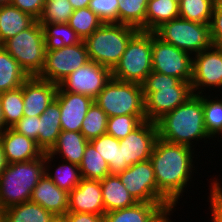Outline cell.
I'll list each match as a JSON object with an SVG mask.
<instances>
[{
	"label": "cell",
	"instance_id": "1",
	"mask_svg": "<svg viewBox=\"0 0 222 222\" xmlns=\"http://www.w3.org/2000/svg\"><path fill=\"white\" fill-rule=\"evenodd\" d=\"M195 152L200 153L201 150L198 152L187 145L170 143L160 138L154 144L150 161L157 189L174 207L180 204L183 193H187L186 189L188 191L196 180L194 173L198 175V166L195 164L198 165L197 156L201 155Z\"/></svg>",
	"mask_w": 222,
	"mask_h": 222
},
{
	"label": "cell",
	"instance_id": "2",
	"mask_svg": "<svg viewBox=\"0 0 222 222\" xmlns=\"http://www.w3.org/2000/svg\"><path fill=\"white\" fill-rule=\"evenodd\" d=\"M156 125L158 138L195 150H198L197 144L201 147L199 142L204 141L206 147L211 140L204 125L203 94L191 95L182 105L158 119Z\"/></svg>",
	"mask_w": 222,
	"mask_h": 222
},
{
	"label": "cell",
	"instance_id": "3",
	"mask_svg": "<svg viewBox=\"0 0 222 222\" xmlns=\"http://www.w3.org/2000/svg\"><path fill=\"white\" fill-rule=\"evenodd\" d=\"M146 120L156 122L193 95L191 83L152 71L142 83Z\"/></svg>",
	"mask_w": 222,
	"mask_h": 222
},
{
	"label": "cell",
	"instance_id": "4",
	"mask_svg": "<svg viewBox=\"0 0 222 222\" xmlns=\"http://www.w3.org/2000/svg\"><path fill=\"white\" fill-rule=\"evenodd\" d=\"M44 175V154L35 160L7 164L0 175V211L30 201Z\"/></svg>",
	"mask_w": 222,
	"mask_h": 222
},
{
	"label": "cell",
	"instance_id": "5",
	"mask_svg": "<svg viewBox=\"0 0 222 222\" xmlns=\"http://www.w3.org/2000/svg\"><path fill=\"white\" fill-rule=\"evenodd\" d=\"M137 31L125 24L103 23L84 40L89 59L112 70Z\"/></svg>",
	"mask_w": 222,
	"mask_h": 222
},
{
	"label": "cell",
	"instance_id": "6",
	"mask_svg": "<svg viewBox=\"0 0 222 222\" xmlns=\"http://www.w3.org/2000/svg\"><path fill=\"white\" fill-rule=\"evenodd\" d=\"M152 32L138 30L129 40L120 61L111 70L112 78L142 84L152 72Z\"/></svg>",
	"mask_w": 222,
	"mask_h": 222
},
{
	"label": "cell",
	"instance_id": "7",
	"mask_svg": "<svg viewBox=\"0 0 222 222\" xmlns=\"http://www.w3.org/2000/svg\"><path fill=\"white\" fill-rule=\"evenodd\" d=\"M94 102L108 115H145V102L142 84L122 82L113 78L95 97Z\"/></svg>",
	"mask_w": 222,
	"mask_h": 222
},
{
	"label": "cell",
	"instance_id": "8",
	"mask_svg": "<svg viewBox=\"0 0 222 222\" xmlns=\"http://www.w3.org/2000/svg\"><path fill=\"white\" fill-rule=\"evenodd\" d=\"M29 75L37 76L45 62V38L41 24L36 21L1 45Z\"/></svg>",
	"mask_w": 222,
	"mask_h": 222
},
{
	"label": "cell",
	"instance_id": "9",
	"mask_svg": "<svg viewBox=\"0 0 222 222\" xmlns=\"http://www.w3.org/2000/svg\"><path fill=\"white\" fill-rule=\"evenodd\" d=\"M154 33L163 42L192 56L213 45L210 24H201L181 17L163 23Z\"/></svg>",
	"mask_w": 222,
	"mask_h": 222
},
{
	"label": "cell",
	"instance_id": "10",
	"mask_svg": "<svg viewBox=\"0 0 222 222\" xmlns=\"http://www.w3.org/2000/svg\"><path fill=\"white\" fill-rule=\"evenodd\" d=\"M136 202L164 203L169 209L175 208L157 189L155 173L150 160L135 163L118 174Z\"/></svg>",
	"mask_w": 222,
	"mask_h": 222
},
{
	"label": "cell",
	"instance_id": "11",
	"mask_svg": "<svg viewBox=\"0 0 222 222\" xmlns=\"http://www.w3.org/2000/svg\"><path fill=\"white\" fill-rule=\"evenodd\" d=\"M191 88L195 95L213 90L222 94V46L212 45L193 55Z\"/></svg>",
	"mask_w": 222,
	"mask_h": 222
},
{
	"label": "cell",
	"instance_id": "12",
	"mask_svg": "<svg viewBox=\"0 0 222 222\" xmlns=\"http://www.w3.org/2000/svg\"><path fill=\"white\" fill-rule=\"evenodd\" d=\"M88 61L90 59L84 41L57 50H46L44 66L37 77L59 84Z\"/></svg>",
	"mask_w": 222,
	"mask_h": 222
},
{
	"label": "cell",
	"instance_id": "13",
	"mask_svg": "<svg viewBox=\"0 0 222 222\" xmlns=\"http://www.w3.org/2000/svg\"><path fill=\"white\" fill-rule=\"evenodd\" d=\"M152 71L190 82L193 56L186 51L163 42L152 32Z\"/></svg>",
	"mask_w": 222,
	"mask_h": 222
},
{
	"label": "cell",
	"instance_id": "14",
	"mask_svg": "<svg viewBox=\"0 0 222 222\" xmlns=\"http://www.w3.org/2000/svg\"><path fill=\"white\" fill-rule=\"evenodd\" d=\"M111 78L110 68L90 60L64 78L58 86L63 91L79 93L95 99Z\"/></svg>",
	"mask_w": 222,
	"mask_h": 222
},
{
	"label": "cell",
	"instance_id": "15",
	"mask_svg": "<svg viewBox=\"0 0 222 222\" xmlns=\"http://www.w3.org/2000/svg\"><path fill=\"white\" fill-rule=\"evenodd\" d=\"M158 138L156 122L145 120L127 137L119 140L123 163L128 167L150 160L154 144Z\"/></svg>",
	"mask_w": 222,
	"mask_h": 222
},
{
	"label": "cell",
	"instance_id": "16",
	"mask_svg": "<svg viewBox=\"0 0 222 222\" xmlns=\"http://www.w3.org/2000/svg\"><path fill=\"white\" fill-rule=\"evenodd\" d=\"M55 99L59 102L62 131L80 132L82 122L94 99L83 94L63 91L59 86Z\"/></svg>",
	"mask_w": 222,
	"mask_h": 222
},
{
	"label": "cell",
	"instance_id": "17",
	"mask_svg": "<svg viewBox=\"0 0 222 222\" xmlns=\"http://www.w3.org/2000/svg\"><path fill=\"white\" fill-rule=\"evenodd\" d=\"M58 84L37 76H29L23 83L24 116H40L55 99Z\"/></svg>",
	"mask_w": 222,
	"mask_h": 222
},
{
	"label": "cell",
	"instance_id": "18",
	"mask_svg": "<svg viewBox=\"0 0 222 222\" xmlns=\"http://www.w3.org/2000/svg\"><path fill=\"white\" fill-rule=\"evenodd\" d=\"M68 212L103 216L105 211L100 180L82 178L81 182L69 192Z\"/></svg>",
	"mask_w": 222,
	"mask_h": 222
},
{
	"label": "cell",
	"instance_id": "19",
	"mask_svg": "<svg viewBox=\"0 0 222 222\" xmlns=\"http://www.w3.org/2000/svg\"><path fill=\"white\" fill-rule=\"evenodd\" d=\"M0 141L7 164L35 160L44 154L36 141L13 128H6L0 133Z\"/></svg>",
	"mask_w": 222,
	"mask_h": 222
},
{
	"label": "cell",
	"instance_id": "20",
	"mask_svg": "<svg viewBox=\"0 0 222 222\" xmlns=\"http://www.w3.org/2000/svg\"><path fill=\"white\" fill-rule=\"evenodd\" d=\"M30 201L53 214H64L68 212L69 193L44 175L33 189Z\"/></svg>",
	"mask_w": 222,
	"mask_h": 222
},
{
	"label": "cell",
	"instance_id": "21",
	"mask_svg": "<svg viewBox=\"0 0 222 222\" xmlns=\"http://www.w3.org/2000/svg\"><path fill=\"white\" fill-rule=\"evenodd\" d=\"M169 208L164 203L137 202L133 206L107 212L103 222H155Z\"/></svg>",
	"mask_w": 222,
	"mask_h": 222
},
{
	"label": "cell",
	"instance_id": "22",
	"mask_svg": "<svg viewBox=\"0 0 222 222\" xmlns=\"http://www.w3.org/2000/svg\"><path fill=\"white\" fill-rule=\"evenodd\" d=\"M60 115L59 102L54 99L39 116V137L36 143L44 153L52 149L62 131Z\"/></svg>",
	"mask_w": 222,
	"mask_h": 222
},
{
	"label": "cell",
	"instance_id": "23",
	"mask_svg": "<svg viewBox=\"0 0 222 222\" xmlns=\"http://www.w3.org/2000/svg\"><path fill=\"white\" fill-rule=\"evenodd\" d=\"M88 142L81 132L61 131L49 153L57 160L62 158V161L79 165Z\"/></svg>",
	"mask_w": 222,
	"mask_h": 222
},
{
	"label": "cell",
	"instance_id": "24",
	"mask_svg": "<svg viewBox=\"0 0 222 222\" xmlns=\"http://www.w3.org/2000/svg\"><path fill=\"white\" fill-rule=\"evenodd\" d=\"M55 159L56 158L49 152L44 153L45 175H47L58 188L69 193L81 182L82 177L79 165L61 160L62 165L58 163L57 166L54 163L55 161L57 162ZM52 162L54 163L53 165Z\"/></svg>",
	"mask_w": 222,
	"mask_h": 222
},
{
	"label": "cell",
	"instance_id": "25",
	"mask_svg": "<svg viewBox=\"0 0 222 222\" xmlns=\"http://www.w3.org/2000/svg\"><path fill=\"white\" fill-rule=\"evenodd\" d=\"M36 21L12 4L0 6V45L31 27Z\"/></svg>",
	"mask_w": 222,
	"mask_h": 222
},
{
	"label": "cell",
	"instance_id": "26",
	"mask_svg": "<svg viewBox=\"0 0 222 222\" xmlns=\"http://www.w3.org/2000/svg\"><path fill=\"white\" fill-rule=\"evenodd\" d=\"M105 213L137 203L121 183L118 175L109 174L100 180Z\"/></svg>",
	"mask_w": 222,
	"mask_h": 222
},
{
	"label": "cell",
	"instance_id": "27",
	"mask_svg": "<svg viewBox=\"0 0 222 222\" xmlns=\"http://www.w3.org/2000/svg\"><path fill=\"white\" fill-rule=\"evenodd\" d=\"M89 142L108 164L110 174L118 175L128 168L126 163H123L122 148L118 139L106 133Z\"/></svg>",
	"mask_w": 222,
	"mask_h": 222
},
{
	"label": "cell",
	"instance_id": "28",
	"mask_svg": "<svg viewBox=\"0 0 222 222\" xmlns=\"http://www.w3.org/2000/svg\"><path fill=\"white\" fill-rule=\"evenodd\" d=\"M179 17V3L174 0H148L145 31L154 32L163 23Z\"/></svg>",
	"mask_w": 222,
	"mask_h": 222
},
{
	"label": "cell",
	"instance_id": "29",
	"mask_svg": "<svg viewBox=\"0 0 222 222\" xmlns=\"http://www.w3.org/2000/svg\"><path fill=\"white\" fill-rule=\"evenodd\" d=\"M29 75L0 45V93L21 87Z\"/></svg>",
	"mask_w": 222,
	"mask_h": 222
},
{
	"label": "cell",
	"instance_id": "30",
	"mask_svg": "<svg viewBox=\"0 0 222 222\" xmlns=\"http://www.w3.org/2000/svg\"><path fill=\"white\" fill-rule=\"evenodd\" d=\"M53 213L37 203L27 201L2 211V222H50Z\"/></svg>",
	"mask_w": 222,
	"mask_h": 222
},
{
	"label": "cell",
	"instance_id": "31",
	"mask_svg": "<svg viewBox=\"0 0 222 222\" xmlns=\"http://www.w3.org/2000/svg\"><path fill=\"white\" fill-rule=\"evenodd\" d=\"M213 93L210 95L203 93L204 125L212 141L217 140L220 143L222 142V95Z\"/></svg>",
	"mask_w": 222,
	"mask_h": 222
},
{
	"label": "cell",
	"instance_id": "32",
	"mask_svg": "<svg viewBox=\"0 0 222 222\" xmlns=\"http://www.w3.org/2000/svg\"><path fill=\"white\" fill-rule=\"evenodd\" d=\"M46 50H57L82 42L78 34L68 23L43 24Z\"/></svg>",
	"mask_w": 222,
	"mask_h": 222
},
{
	"label": "cell",
	"instance_id": "33",
	"mask_svg": "<svg viewBox=\"0 0 222 222\" xmlns=\"http://www.w3.org/2000/svg\"><path fill=\"white\" fill-rule=\"evenodd\" d=\"M148 0H120L118 23L145 31V17Z\"/></svg>",
	"mask_w": 222,
	"mask_h": 222
},
{
	"label": "cell",
	"instance_id": "34",
	"mask_svg": "<svg viewBox=\"0 0 222 222\" xmlns=\"http://www.w3.org/2000/svg\"><path fill=\"white\" fill-rule=\"evenodd\" d=\"M79 168L84 179L102 180L110 174L108 164L90 142L85 148Z\"/></svg>",
	"mask_w": 222,
	"mask_h": 222
},
{
	"label": "cell",
	"instance_id": "35",
	"mask_svg": "<svg viewBox=\"0 0 222 222\" xmlns=\"http://www.w3.org/2000/svg\"><path fill=\"white\" fill-rule=\"evenodd\" d=\"M214 7V0H181L179 17L201 24H210Z\"/></svg>",
	"mask_w": 222,
	"mask_h": 222
},
{
	"label": "cell",
	"instance_id": "36",
	"mask_svg": "<svg viewBox=\"0 0 222 222\" xmlns=\"http://www.w3.org/2000/svg\"><path fill=\"white\" fill-rule=\"evenodd\" d=\"M0 101L7 128H12L23 116V85L0 93Z\"/></svg>",
	"mask_w": 222,
	"mask_h": 222
},
{
	"label": "cell",
	"instance_id": "37",
	"mask_svg": "<svg viewBox=\"0 0 222 222\" xmlns=\"http://www.w3.org/2000/svg\"><path fill=\"white\" fill-rule=\"evenodd\" d=\"M108 115L95 103L89 107L82 122L80 132L88 141L106 134Z\"/></svg>",
	"mask_w": 222,
	"mask_h": 222
},
{
	"label": "cell",
	"instance_id": "38",
	"mask_svg": "<svg viewBox=\"0 0 222 222\" xmlns=\"http://www.w3.org/2000/svg\"><path fill=\"white\" fill-rule=\"evenodd\" d=\"M102 24L103 22L89 7L74 10L68 21V25L74 29L82 41Z\"/></svg>",
	"mask_w": 222,
	"mask_h": 222
},
{
	"label": "cell",
	"instance_id": "39",
	"mask_svg": "<svg viewBox=\"0 0 222 222\" xmlns=\"http://www.w3.org/2000/svg\"><path fill=\"white\" fill-rule=\"evenodd\" d=\"M74 12L68 0H57L45 2L43 11L39 19V24L68 23L70 16Z\"/></svg>",
	"mask_w": 222,
	"mask_h": 222
},
{
	"label": "cell",
	"instance_id": "40",
	"mask_svg": "<svg viewBox=\"0 0 222 222\" xmlns=\"http://www.w3.org/2000/svg\"><path fill=\"white\" fill-rule=\"evenodd\" d=\"M145 120L146 116L120 115L108 117L106 133L121 140L127 137Z\"/></svg>",
	"mask_w": 222,
	"mask_h": 222
},
{
	"label": "cell",
	"instance_id": "41",
	"mask_svg": "<svg viewBox=\"0 0 222 222\" xmlns=\"http://www.w3.org/2000/svg\"><path fill=\"white\" fill-rule=\"evenodd\" d=\"M218 176L219 177L215 178L213 175L210 179L211 181L208 180L210 184L208 189L210 191L208 193L207 202L210 203V215L212 214L210 216L211 222H222V181L220 180V174Z\"/></svg>",
	"mask_w": 222,
	"mask_h": 222
},
{
	"label": "cell",
	"instance_id": "42",
	"mask_svg": "<svg viewBox=\"0 0 222 222\" xmlns=\"http://www.w3.org/2000/svg\"><path fill=\"white\" fill-rule=\"evenodd\" d=\"M120 0H90L88 7L103 23H118Z\"/></svg>",
	"mask_w": 222,
	"mask_h": 222
},
{
	"label": "cell",
	"instance_id": "43",
	"mask_svg": "<svg viewBox=\"0 0 222 222\" xmlns=\"http://www.w3.org/2000/svg\"><path fill=\"white\" fill-rule=\"evenodd\" d=\"M12 128L36 141L39 137V116H23Z\"/></svg>",
	"mask_w": 222,
	"mask_h": 222
},
{
	"label": "cell",
	"instance_id": "44",
	"mask_svg": "<svg viewBox=\"0 0 222 222\" xmlns=\"http://www.w3.org/2000/svg\"><path fill=\"white\" fill-rule=\"evenodd\" d=\"M11 4L24 13L29 14L36 20L39 19V17L42 14L45 1L44 0H12Z\"/></svg>",
	"mask_w": 222,
	"mask_h": 222
},
{
	"label": "cell",
	"instance_id": "45",
	"mask_svg": "<svg viewBox=\"0 0 222 222\" xmlns=\"http://www.w3.org/2000/svg\"><path fill=\"white\" fill-rule=\"evenodd\" d=\"M213 45L222 46V10H214L210 22Z\"/></svg>",
	"mask_w": 222,
	"mask_h": 222
},
{
	"label": "cell",
	"instance_id": "46",
	"mask_svg": "<svg viewBox=\"0 0 222 222\" xmlns=\"http://www.w3.org/2000/svg\"><path fill=\"white\" fill-rule=\"evenodd\" d=\"M69 222H103V216L90 213L69 212Z\"/></svg>",
	"mask_w": 222,
	"mask_h": 222
},
{
	"label": "cell",
	"instance_id": "47",
	"mask_svg": "<svg viewBox=\"0 0 222 222\" xmlns=\"http://www.w3.org/2000/svg\"><path fill=\"white\" fill-rule=\"evenodd\" d=\"M68 1L72 5L74 10L86 8L88 7L90 2V0H68Z\"/></svg>",
	"mask_w": 222,
	"mask_h": 222
},
{
	"label": "cell",
	"instance_id": "48",
	"mask_svg": "<svg viewBox=\"0 0 222 222\" xmlns=\"http://www.w3.org/2000/svg\"><path fill=\"white\" fill-rule=\"evenodd\" d=\"M177 208L167 210L157 221L155 222H173L171 216H173ZM173 213V214H172ZM170 217V218H169Z\"/></svg>",
	"mask_w": 222,
	"mask_h": 222
},
{
	"label": "cell",
	"instance_id": "49",
	"mask_svg": "<svg viewBox=\"0 0 222 222\" xmlns=\"http://www.w3.org/2000/svg\"><path fill=\"white\" fill-rule=\"evenodd\" d=\"M50 222H69V212L64 214H53Z\"/></svg>",
	"mask_w": 222,
	"mask_h": 222
},
{
	"label": "cell",
	"instance_id": "50",
	"mask_svg": "<svg viewBox=\"0 0 222 222\" xmlns=\"http://www.w3.org/2000/svg\"><path fill=\"white\" fill-rule=\"evenodd\" d=\"M6 165H7V163L5 161L2 144H1V141H0V175L4 171Z\"/></svg>",
	"mask_w": 222,
	"mask_h": 222
},
{
	"label": "cell",
	"instance_id": "51",
	"mask_svg": "<svg viewBox=\"0 0 222 222\" xmlns=\"http://www.w3.org/2000/svg\"><path fill=\"white\" fill-rule=\"evenodd\" d=\"M6 124H5V120H4V114L2 111V105H1V101H0V133H2L5 129H6Z\"/></svg>",
	"mask_w": 222,
	"mask_h": 222
},
{
	"label": "cell",
	"instance_id": "52",
	"mask_svg": "<svg viewBox=\"0 0 222 222\" xmlns=\"http://www.w3.org/2000/svg\"><path fill=\"white\" fill-rule=\"evenodd\" d=\"M214 10H222V0H214Z\"/></svg>",
	"mask_w": 222,
	"mask_h": 222
},
{
	"label": "cell",
	"instance_id": "53",
	"mask_svg": "<svg viewBox=\"0 0 222 222\" xmlns=\"http://www.w3.org/2000/svg\"><path fill=\"white\" fill-rule=\"evenodd\" d=\"M12 0H0V6L11 4Z\"/></svg>",
	"mask_w": 222,
	"mask_h": 222
},
{
	"label": "cell",
	"instance_id": "54",
	"mask_svg": "<svg viewBox=\"0 0 222 222\" xmlns=\"http://www.w3.org/2000/svg\"><path fill=\"white\" fill-rule=\"evenodd\" d=\"M0 222H2V211H0Z\"/></svg>",
	"mask_w": 222,
	"mask_h": 222
},
{
	"label": "cell",
	"instance_id": "55",
	"mask_svg": "<svg viewBox=\"0 0 222 222\" xmlns=\"http://www.w3.org/2000/svg\"><path fill=\"white\" fill-rule=\"evenodd\" d=\"M45 2H53V1H57V0H44Z\"/></svg>",
	"mask_w": 222,
	"mask_h": 222
}]
</instances>
